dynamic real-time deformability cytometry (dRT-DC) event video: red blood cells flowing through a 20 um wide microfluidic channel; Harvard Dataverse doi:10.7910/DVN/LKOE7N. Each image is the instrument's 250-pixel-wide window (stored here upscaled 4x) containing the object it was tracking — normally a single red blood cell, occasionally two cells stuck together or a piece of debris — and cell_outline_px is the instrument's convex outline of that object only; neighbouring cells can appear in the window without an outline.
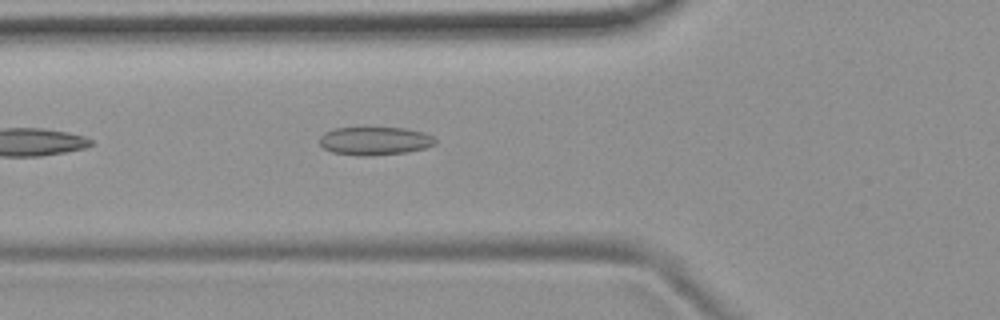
{"species": "common noctule bat (a hibernating species)", "species_latin": "Nyctalus noctula", "temperature_condition": "room temperature", "stored_images_in_passage": 3, "camera_frame_rate_fps": 3000, "um_per_image_px": 0.085, "animal": {"sex": "female", "body_mass_g": 19.9}, "frame": {"image": 1, "passage_image": 3, "time_ms": 2.333, "image_size_px": [1000, 320], "cell_outline_px": [[436, 144], [424, 148], [404, 152], [372, 156], [356, 156], [332, 152], [324, 148], [320, 144], [320, 136], [324, 132], [336, 128], [404, 128], [424, 132], [432, 136], [436, 140]], "centroid_in_image_um": [31.84, 11.98], "position_along_channel_um": 94.0, "area_um2": 19.02}}